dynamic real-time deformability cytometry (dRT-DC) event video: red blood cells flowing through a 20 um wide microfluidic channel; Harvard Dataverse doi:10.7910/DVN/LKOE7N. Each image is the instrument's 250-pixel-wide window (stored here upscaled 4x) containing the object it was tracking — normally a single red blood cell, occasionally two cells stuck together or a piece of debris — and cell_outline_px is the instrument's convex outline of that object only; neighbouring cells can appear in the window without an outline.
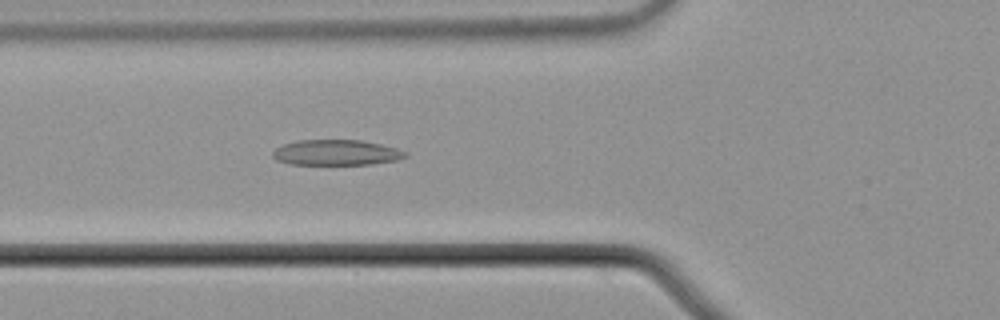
{"species": "common noctule bat (a hibernating species)", "species_latin": "Nyctalus noctula", "temperature_condition": "cold", "stored_images_in_passage": 44, "camera_frame_rate_fps": 3000, "um_per_image_px": 0.085, "animal": {"sex": "male", "body_mass_g": 21.5, "forearm_length_mm": 52.0}, "frame": {"image": 1, "passage_image": 13, "time_ms": 4.0, "image_size_px": [1000, 320], "cell_outline_px": [[408, 156], [396, 160], [372, 164], [292, 164], [276, 160], [272, 156], [272, 152], [276, 148], [284, 144], [300, 140], [360, 140], [380, 144], [396, 148], [408, 152]], "centroid_in_image_um": [28.6, 12.97], "position_along_channel_um": 97.2, "area_um2": 19.59}}
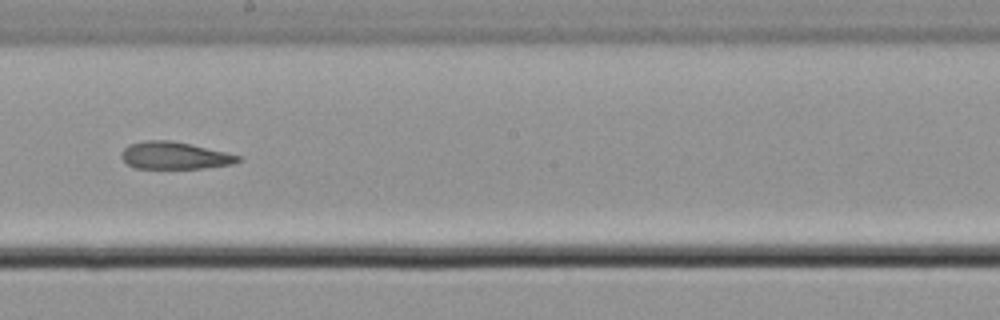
{"frame": {"image": 2, "passage_image": 24, "time_ms": 7.667, "image_size_px": [1000, 320], "cell_outline_px": [[240, 160], [232, 164], [204, 168], [136, 168], [128, 164], [120, 156], [124, 148], [128, 144], [148, 140], [168, 140], [188, 144], [224, 152], [240, 156]], "centroid_in_image_um": [14.8, 13.22], "position_along_channel_um": 233.4, "area_um2": 18.15}}
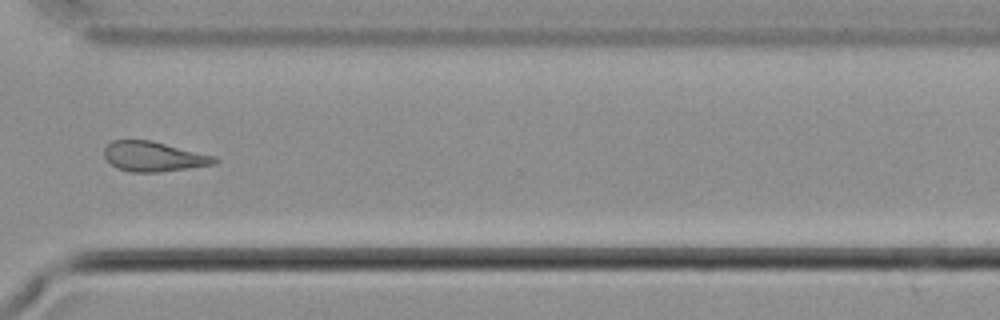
{"frame": {"image": 3, "passage_image": 34, "time_ms": 11.0, "image_size_px": [1000, 320], "cell_outline_px": [[220, 160], [216, 164], [160, 172], [128, 172], [116, 168], [104, 156], [104, 148], [112, 140], [152, 140], [216, 156]], "centroid_in_image_um": [13.08, 13.3], "position_along_channel_um": 357.5, "area_um2": 19.42}, "authors_computed_cell_mechanics": {"area_um2": 20.0855, "velocity_mm_per_s": 3.7066, "shape_relaxation_time_tau1_ms": null, "shape_relaxation_time_tau2_ms": 4.3202, "deformation_change_tau1": null, "deformation_change_tau2": 0.1208}}